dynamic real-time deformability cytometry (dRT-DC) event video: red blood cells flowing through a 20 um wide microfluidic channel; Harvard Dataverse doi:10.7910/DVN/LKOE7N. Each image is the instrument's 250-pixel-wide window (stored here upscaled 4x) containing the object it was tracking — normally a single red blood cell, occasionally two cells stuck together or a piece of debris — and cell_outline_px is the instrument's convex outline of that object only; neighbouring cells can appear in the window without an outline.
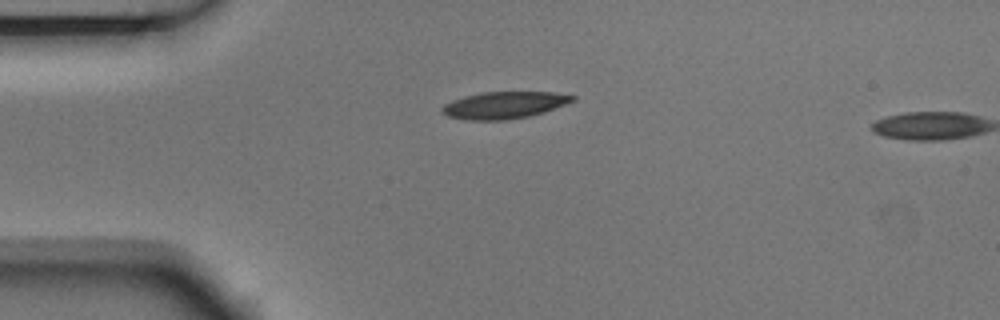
{"species": "Egyptian fruit bat (a non-hibernating species)", "species_latin": "Rousettus aegyptiacus", "temperature_condition": "room temperature", "stored_images_in_passage": 2, "camera_frame_rate_fps": 3000, "um_per_image_px": 0.085, "animal": {"sex": "male"}, "frame": {"image": 1, "passage_image": 1, "time_ms": 0.0, "image_size_px": [1000, 320], "cell_outline_px": [[576, 100], [544, 112], [528, 116], [504, 120], [468, 120], [448, 116], [440, 112], [440, 108], [444, 104], [452, 100], [464, 96], [480, 92], [552, 92], [576, 96]], "centroid_in_image_um": [42.82, 8.93], "position_along_channel_um": 42.2, "area_um2": 20.52}}